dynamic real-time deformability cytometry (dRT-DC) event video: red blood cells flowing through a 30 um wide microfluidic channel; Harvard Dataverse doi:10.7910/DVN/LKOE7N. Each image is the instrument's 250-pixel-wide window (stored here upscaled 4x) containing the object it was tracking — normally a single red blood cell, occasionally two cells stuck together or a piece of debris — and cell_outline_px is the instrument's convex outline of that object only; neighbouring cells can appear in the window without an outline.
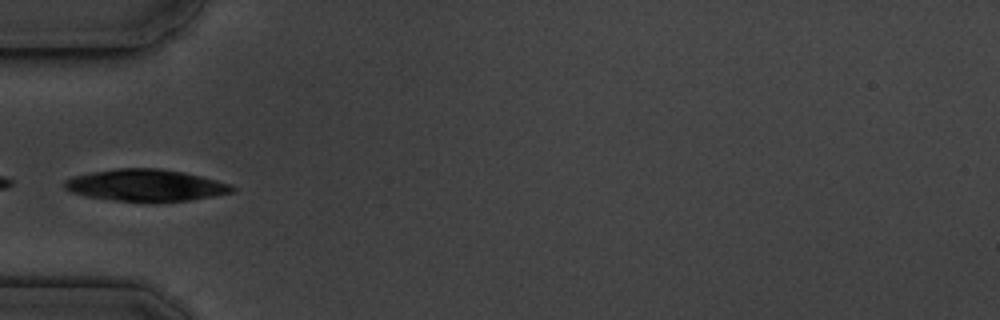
{"species": "common noctule bat (a hibernating species)", "species_latin": "Nyctalus noctula", "temperature_condition": "cold", "stored_images_in_passage": 17, "camera_frame_rate_fps": 3000, "um_per_image_px": 0.085, "animal": {"sex": "male", "body_mass_g": 19.5, "forearm_length_mm": 54.6}, "frame": {"image": 1, "passage_image": 6, "time_ms": 6.0, "image_size_px": [1000, 320], "cell_outline_px": [[236, 192], [188, 200], [152, 204], [116, 200], [88, 196], [72, 192], [64, 188], [64, 180], [72, 176], [92, 172], [116, 168], [160, 168], [184, 172], [232, 184], [236, 188]], "centroid_in_image_um": [12.42, 15.76], "position_along_channel_um": 72.6, "area_um2": 31.62}}
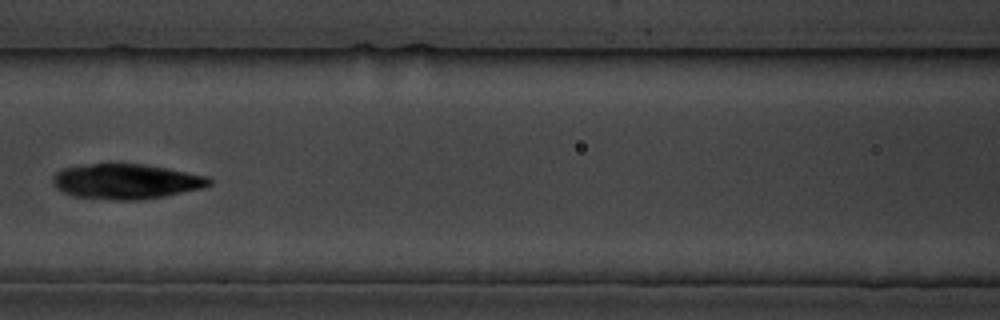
{"frame": {"image": 2, "passage_image": 8, "time_ms": 8.333, "image_size_px": [1000, 320], "cell_outline_px": [[212, 184], [204, 188], [164, 196], [140, 200], [112, 200], [76, 196], [64, 192], [56, 188], [52, 184], [52, 176], [56, 172], [64, 168], [88, 164], [144, 164], [168, 168], [208, 176], [212, 180]], "centroid_in_image_um": [10.75, 15.42], "position_along_channel_um": 155.9, "area_um2": 32.08}}
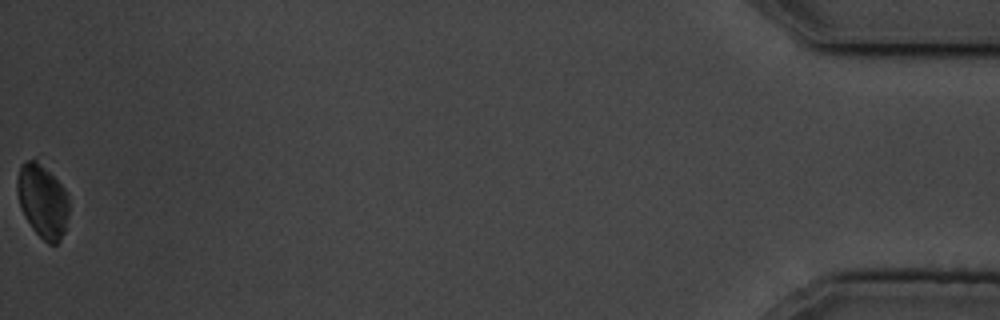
{"frame": {"image": 3, "passage_image": 17, "time_ms": 18.667, "image_size_px": [1000, 320], "cell_outline_px": [[68, 216], [64, 232], [60, 240], [56, 244], [48, 244], [32, 228], [24, 216], [20, 208], [16, 192], [16, 180], [20, 164], [24, 160], [36, 156], [68, 192]], "centroid_in_image_um": [3.59, 17.01], "position_along_channel_um": 431.6, "area_um2": 22.83}}